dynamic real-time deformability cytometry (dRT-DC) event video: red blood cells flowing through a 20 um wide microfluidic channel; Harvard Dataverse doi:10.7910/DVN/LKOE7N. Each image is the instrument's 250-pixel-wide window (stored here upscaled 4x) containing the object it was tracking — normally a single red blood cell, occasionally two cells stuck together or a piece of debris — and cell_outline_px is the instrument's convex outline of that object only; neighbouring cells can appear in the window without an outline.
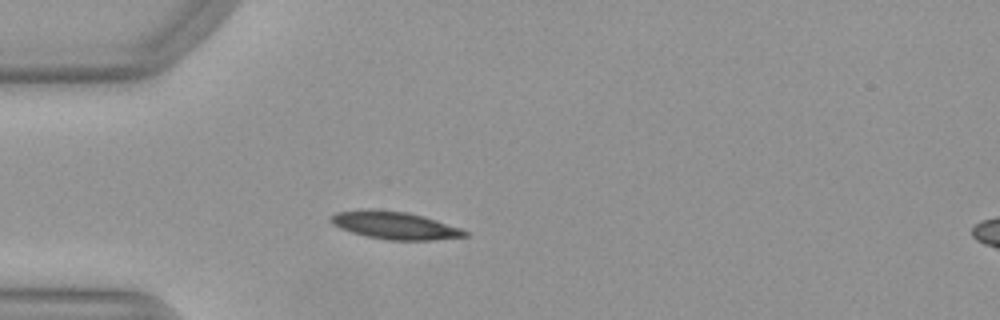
{"species": "Egyptian fruit bat (a non-hibernating species)", "species_latin": "Rousettus aegyptiacus", "temperature_condition": "warm", "stored_images_in_passage": 30, "camera_frame_rate_fps": 3000, "um_per_image_px": 0.085, "animal": {"sex": "female"}, "frame": {"image": 1, "passage_image": 8, "time_ms": 2.333, "image_size_px": [1000, 320], "cell_outline_px": [[468, 236], [432, 240], [388, 240], [364, 236], [340, 228], [332, 224], [328, 220], [336, 212], [364, 208], [372, 208], [408, 212], [424, 216], [460, 228], [468, 232]], "centroid_in_image_um": [33.51, 19.14], "position_along_channel_um": 51.5, "area_um2": 21.79}}
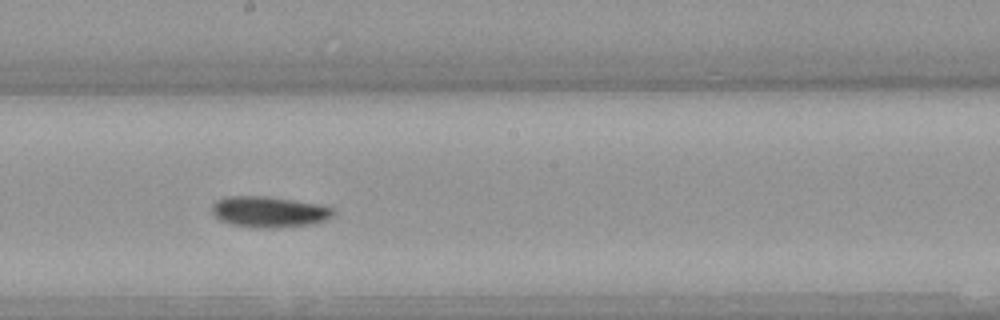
{"frame": {"image": 2, "passage_image": 22, "time_ms": 7.0, "image_size_px": [1000, 320], "cell_outline_px": [[336, 212], [332, 216], [324, 220], [312, 224], [276, 228], [256, 228], [232, 224], [220, 220], [212, 212], [212, 204], [216, 200], [228, 196], [268, 196], [316, 204], [332, 208]], "centroid_in_image_um": [22.85, 18.01], "position_along_channel_um": 225.4, "area_um2": 21.79}}
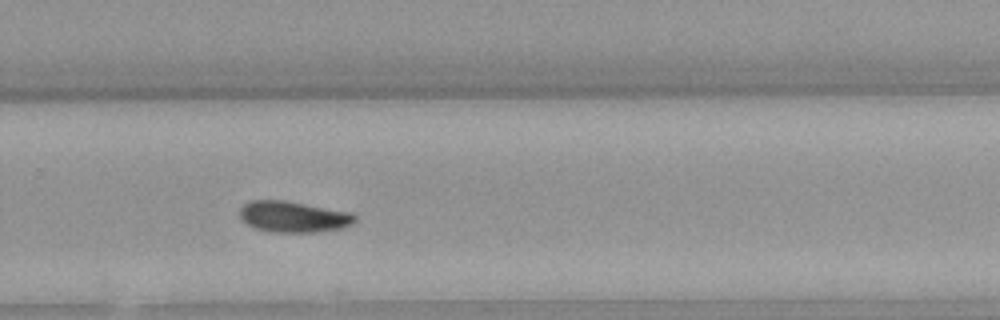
{"frame": {"image": 3, "passage_image": 28, "time_ms": 9.0, "image_size_px": [1000, 320], "cell_outline_px": [[356, 220], [352, 224], [340, 228], [316, 232], [268, 232], [256, 228], [248, 224], [240, 216], [240, 208], [244, 204], [252, 200], [284, 200], [348, 212], [356, 216]], "centroid_in_image_um": [24.91, 18.42], "position_along_channel_um": 304.9, "area_um2": 20.58}}